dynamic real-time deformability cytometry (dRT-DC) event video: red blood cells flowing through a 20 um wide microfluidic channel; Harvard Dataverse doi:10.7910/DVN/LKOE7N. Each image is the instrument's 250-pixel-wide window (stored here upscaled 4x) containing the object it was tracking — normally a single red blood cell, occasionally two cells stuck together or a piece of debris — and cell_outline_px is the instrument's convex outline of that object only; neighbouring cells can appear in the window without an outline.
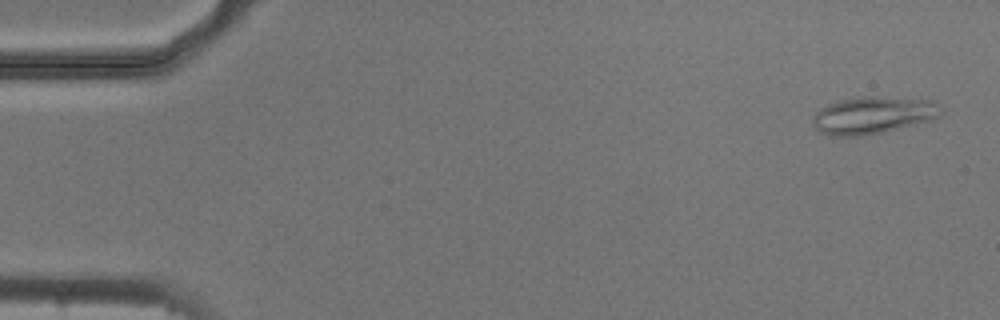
{"species": "common noctule bat (a hibernating species)", "species_latin": "Nyctalus noctula", "temperature_condition": "cold", "stored_images_in_passage": 53, "camera_frame_rate_fps": 3000, "um_per_image_px": 0.085, "animal": {"sex": "male", "body_mass_g": 20.5, "forearm_length_mm": 52.5}, "frame": {"image": 1, "passage_image": 2, "time_ms": 0.333, "image_size_px": [1000, 320], "cell_outline_px": [[940, 116], [932, 120], [880, 132], [860, 136], [828, 136], [820, 132], [812, 124], [812, 116], [820, 108], [836, 100], [860, 96], [872, 96], [936, 100], [940, 112]], "centroid_in_image_um": [74.15, 9.78], "position_along_channel_um": 10.8, "area_um2": 27.92}}
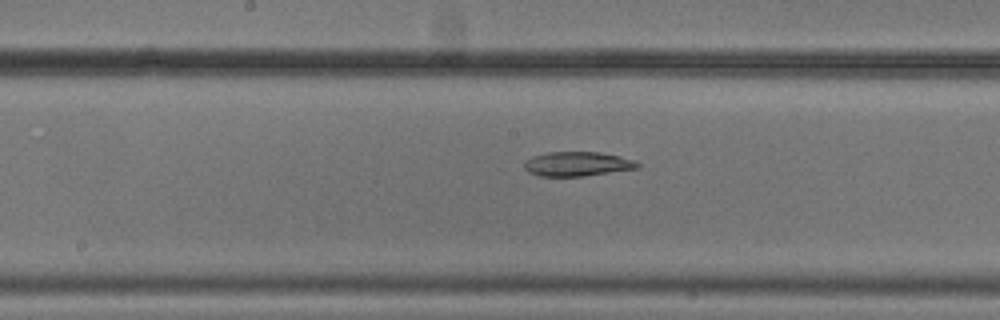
{"frame": {"image": 2, "passage_image": 27, "time_ms": 8.667, "image_size_px": [1000, 320], "cell_outline_px": [[640, 164], [636, 168], [584, 176], [540, 176], [528, 172], [524, 168], [524, 160], [532, 156], [548, 152], [600, 152], [620, 156], [632, 160]], "centroid_in_image_um": [49.01, 13.93], "position_along_channel_um": 199.2, "area_um2": 16.01}}
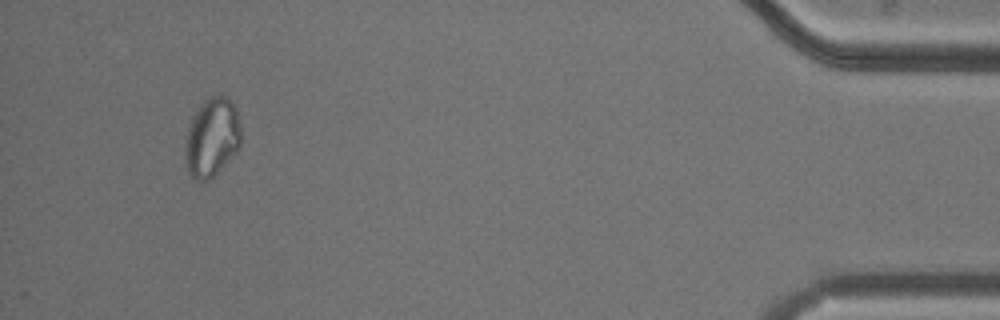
{"frame": {"image": 3, "passage_image": 50, "time_ms": 16.333, "image_size_px": [1000, 320], "cell_outline_px": [[240, 148], [208, 180], [196, 180], [188, 172], [184, 152], [188, 128], [192, 116], [200, 104], [208, 96], [220, 92], [236, 108], [240, 124]], "centroid_in_image_um": [18.01, 11.63], "position_along_channel_um": 417.2, "area_um2": 25.61}}